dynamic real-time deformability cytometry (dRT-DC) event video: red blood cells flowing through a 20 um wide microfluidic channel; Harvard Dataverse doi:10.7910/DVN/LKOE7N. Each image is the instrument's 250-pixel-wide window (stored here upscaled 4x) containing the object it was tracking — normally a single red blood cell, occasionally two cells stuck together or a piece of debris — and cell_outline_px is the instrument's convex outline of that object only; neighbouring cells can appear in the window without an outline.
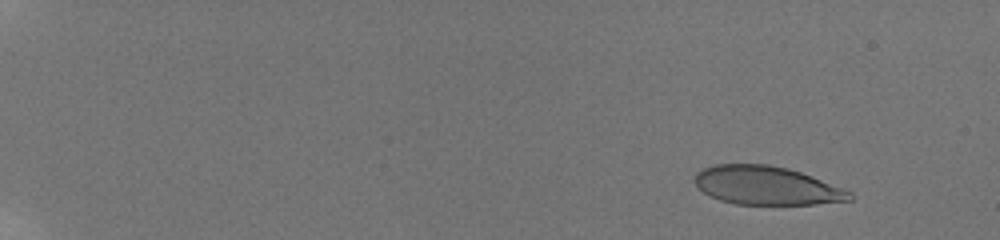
{"species": "human", "species_latin": "Homo sapiens", "temperature_condition": "room temperature", "stored_images_in_passage": 35, "camera_frame_rate_fps": 3000, "um_per_image_px": 0.085, "donor": {"sex": "male"}, "frame": {"image": 1, "passage_image": 6, "time_ms": 1.667, "image_size_px": [1000, 240], "cell_outline_px": [[852, 200], [816, 204], [736, 204], [720, 200], [708, 196], [696, 184], [696, 172], [712, 164], [768, 164], [788, 168], [800, 172], [852, 192]], "centroid_in_image_um": [65.13, 15.77], "position_along_channel_um": 19.9, "area_um2": 34.56}}
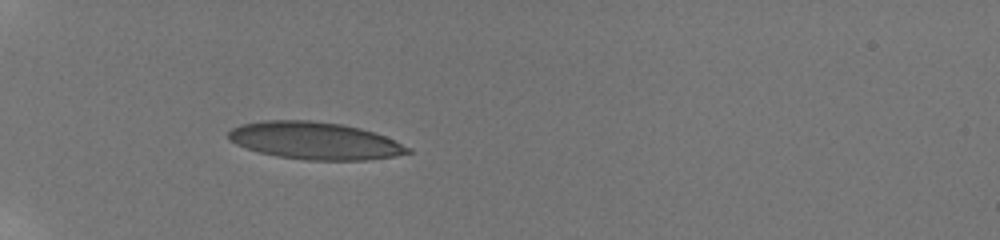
{"frame": {"image": 2, "passage_image": 23, "time_ms": 6.667, "image_size_px": [1000, 240], "cell_outline_px": [[412, 152], [396, 156], [364, 160], [304, 160], [276, 156], [260, 152], [236, 144], [228, 140], [228, 132], [232, 128], [240, 124], [264, 120], [308, 120], [344, 124], [360, 128], [384, 136], [412, 148]], "centroid_in_image_um": [26.75, 11.96], "position_along_channel_um": 58.2, "area_um2": 39.07}}